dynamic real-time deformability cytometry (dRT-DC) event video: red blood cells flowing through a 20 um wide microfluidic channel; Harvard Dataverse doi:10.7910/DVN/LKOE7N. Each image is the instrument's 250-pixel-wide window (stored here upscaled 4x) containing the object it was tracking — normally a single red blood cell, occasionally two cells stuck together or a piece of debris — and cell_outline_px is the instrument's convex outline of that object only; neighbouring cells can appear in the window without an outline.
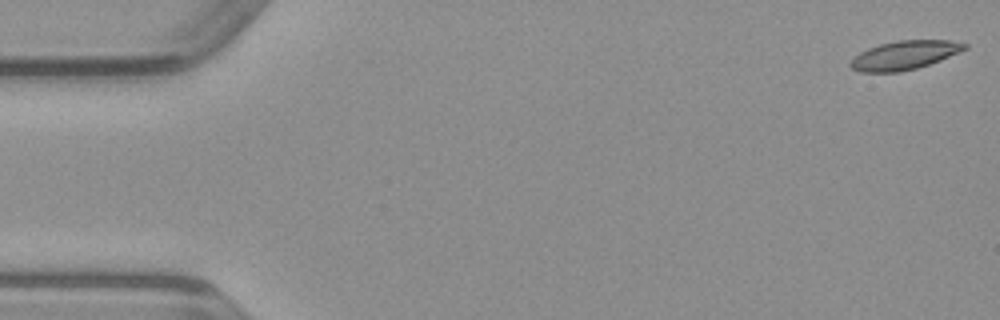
{"species": "common noctule bat (a hibernating species)", "species_latin": "Nyctalus noctula", "temperature_condition": "warm", "stored_images_in_passage": 50, "camera_frame_rate_fps": 3000, "um_per_image_px": 0.085, "animal": {"sex": "male", "body_mass_g": 23.1, "forearm_length_mm": 52.7}, "frame": {"image": 1, "passage_image": 1, "time_ms": 0.0, "image_size_px": [1000, 320], "cell_outline_px": [[968, 48], [940, 60], [916, 68], [900, 72], [860, 72], [852, 68], [848, 64], [860, 52], [868, 48], [880, 44], [896, 40], [948, 40], [968, 44]], "centroid_in_image_um": [76.87, 4.69], "position_along_channel_um": 8.1, "area_um2": 19.02}}
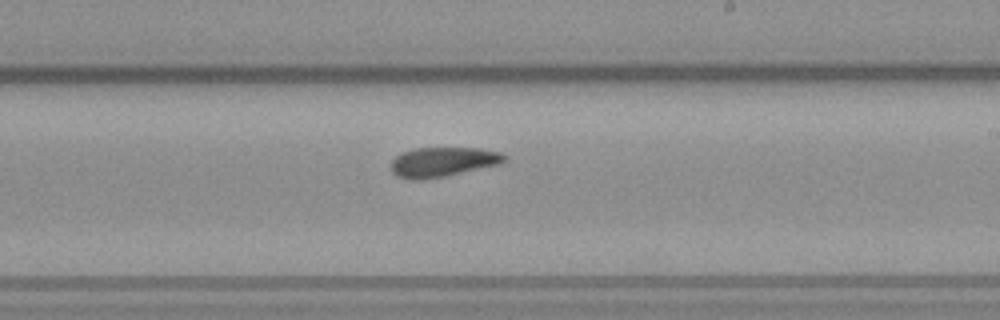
{"frame": {"image": 2, "passage_image": 29, "time_ms": 9.333, "image_size_px": [1000, 320], "cell_outline_px": [[508, 160], [500, 164], [448, 176], [424, 180], [408, 180], [396, 176], [392, 172], [392, 160], [396, 156], [404, 152], [416, 148], [480, 148], [500, 152], [508, 156]], "centroid_in_image_um": [37.67, 13.78], "position_along_channel_um": 251.3, "area_um2": 19.88}}
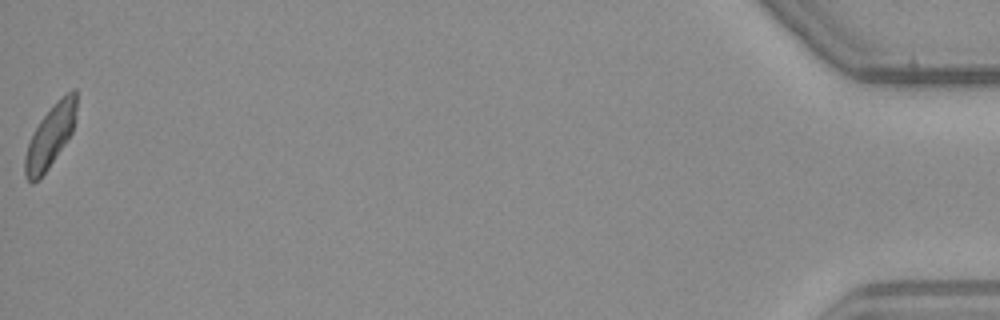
{"frame": {"image": 3, "passage_image": 50, "time_ms": 16.333, "image_size_px": [1000, 320], "cell_outline_px": [[76, 120], [72, 132], [48, 168], [32, 184], [24, 176], [24, 156], [28, 144], [40, 120], [56, 100], [60, 96], [72, 88], [76, 88]], "centroid_in_image_um": [4.29, 11.53], "position_along_channel_um": 430.9, "area_um2": 18.55}}